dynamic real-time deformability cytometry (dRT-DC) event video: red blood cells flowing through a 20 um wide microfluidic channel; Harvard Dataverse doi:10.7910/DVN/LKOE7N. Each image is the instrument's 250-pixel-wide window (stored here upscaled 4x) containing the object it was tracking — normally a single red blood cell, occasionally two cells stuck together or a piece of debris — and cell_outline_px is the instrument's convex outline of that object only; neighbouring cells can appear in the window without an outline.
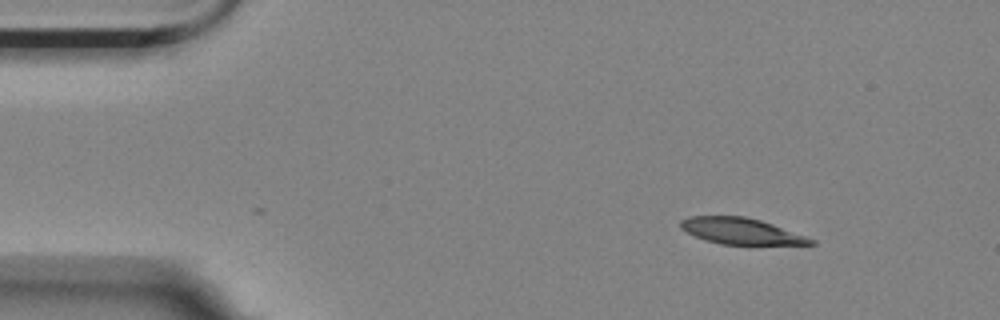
{"species": "Egyptian fruit bat (a non-hibernating species)", "species_latin": "Rousettus aegyptiacus", "temperature_condition": "room temperature", "stored_images_in_passage": 5, "camera_frame_rate_fps": 3000, "um_per_image_px": 0.085, "animal": {"sex": "female"}, "frame": {"image": 1, "passage_image": 1, "time_ms": 0.0, "image_size_px": [1000, 320], "cell_outline_px": [[816, 244], [720, 244], [696, 236], [680, 228], [680, 220], [688, 216], [744, 216], [760, 220], [772, 224], [816, 240]], "centroid_in_image_um": [62.96, 19.63], "position_along_channel_um": 22.0, "area_um2": 19.48}}
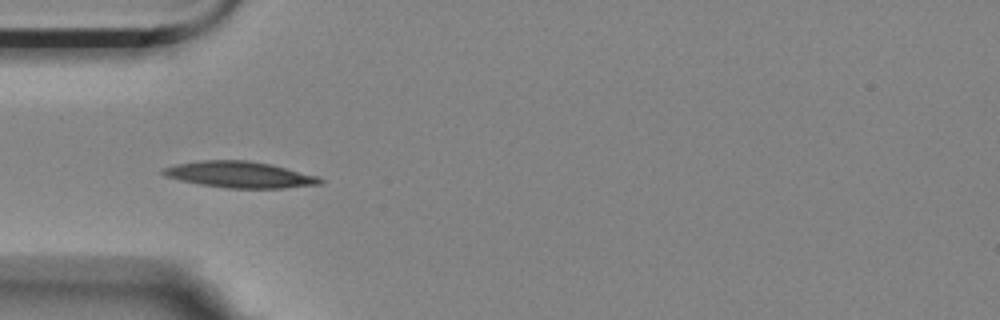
{"frame": {"image": 2, "passage_image": 4, "time_ms": 1.0, "image_size_px": [1000, 320], "cell_outline_px": [[324, 180], [320, 184], [284, 188], [228, 188], [200, 184], [180, 180], [164, 176], [160, 172], [164, 168], [176, 164], [204, 160], [248, 160], [272, 164], [316, 176]], "centroid_in_image_um": [20.36, 14.84], "position_along_channel_um": 64.6, "area_um2": 23.87}}
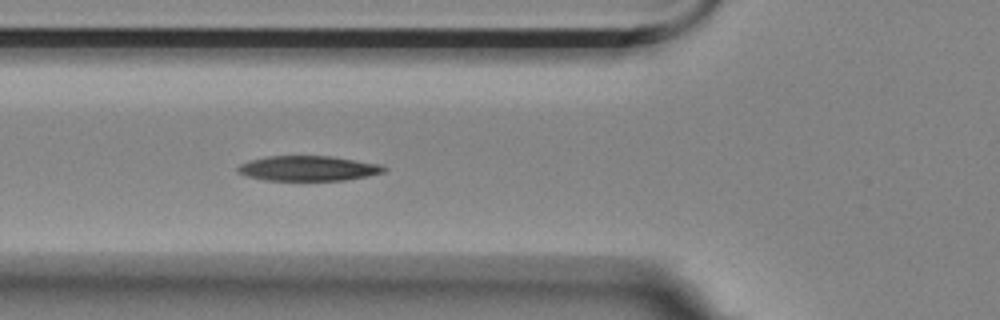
{"frame": {"image": 3, "passage_image": 5, "time_ms": 1.333, "image_size_px": [1000, 320], "cell_outline_px": [[388, 168], [384, 172], [368, 176], [344, 180], [264, 180], [248, 176], [240, 172], [236, 168], [240, 164], [248, 160], [268, 156], [332, 156], [380, 164]], "centroid_in_image_um": [26.21, 14.3], "position_along_channel_um": 99.6, "area_um2": 21.27}}